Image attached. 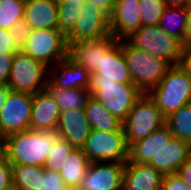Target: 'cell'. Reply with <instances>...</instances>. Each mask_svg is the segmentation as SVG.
I'll use <instances>...</instances> for the list:
<instances>
[{
	"mask_svg": "<svg viewBox=\"0 0 191 190\" xmlns=\"http://www.w3.org/2000/svg\"><path fill=\"white\" fill-rule=\"evenodd\" d=\"M58 137L56 130H27L11 134L5 138L6 158L11 165L43 167Z\"/></svg>",
	"mask_w": 191,
	"mask_h": 190,
	"instance_id": "cell-1",
	"label": "cell"
},
{
	"mask_svg": "<svg viewBox=\"0 0 191 190\" xmlns=\"http://www.w3.org/2000/svg\"><path fill=\"white\" fill-rule=\"evenodd\" d=\"M123 53L132 83L143 94L155 88L171 67L164 59L132 46L126 39H123Z\"/></svg>",
	"mask_w": 191,
	"mask_h": 190,
	"instance_id": "cell-2",
	"label": "cell"
},
{
	"mask_svg": "<svg viewBox=\"0 0 191 190\" xmlns=\"http://www.w3.org/2000/svg\"><path fill=\"white\" fill-rule=\"evenodd\" d=\"M148 95L166 118L191 102V77L177 66H171Z\"/></svg>",
	"mask_w": 191,
	"mask_h": 190,
	"instance_id": "cell-3",
	"label": "cell"
},
{
	"mask_svg": "<svg viewBox=\"0 0 191 190\" xmlns=\"http://www.w3.org/2000/svg\"><path fill=\"white\" fill-rule=\"evenodd\" d=\"M91 96L122 122L128 116L135 102L143 93L134 84H124L113 80H90Z\"/></svg>",
	"mask_w": 191,
	"mask_h": 190,
	"instance_id": "cell-4",
	"label": "cell"
},
{
	"mask_svg": "<svg viewBox=\"0 0 191 190\" xmlns=\"http://www.w3.org/2000/svg\"><path fill=\"white\" fill-rule=\"evenodd\" d=\"M69 46L59 29H34L20 50L48 68L68 57Z\"/></svg>",
	"mask_w": 191,
	"mask_h": 190,
	"instance_id": "cell-5",
	"label": "cell"
},
{
	"mask_svg": "<svg viewBox=\"0 0 191 190\" xmlns=\"http://www.w3.org/2000/svg\"><path fill=\"white\" fill-rule=\"evenodd\" d=\"M166 118L162 115L155 102L148 94H143L130 110L123 121V130L127 145L147 137L165 125Z\"/></svg>",
	"mask_w": 191,
	"mask_h": 190,
	"instance_id": "cell-6",
	"label": "cell"
},
{
	"mask_svg": "<svg viewBox=\"0 0 191 190\" xmlns=\"http://www.w3.org/2000/svg\"><path fill=\"white\" fill-rule=\"evenodd\" d=\"M49 68L21 51L15 53L11 66L8 87L11 91L33 95L46 89Z\"/></svg>",
	"mask_w": 191,
	"mask_h": 190,
	"instance_id": "cell-7",
	"label": "cell"
},
{
	"mask_svg": "<svg viewBox=\"0 0 191 190\" xmlns=\"http://www.w3.org/2000/svg\"><path fill=\"white\" fill-rule=\"evenodd\" d=\"M126 40L134 47L144 50L176 66L179 60L182 43L170 36L159 26H144L134 31Z\"/></svg>",
	"mask_w": 191,
	"mask_h": 190,
	"instance_id": "cell-8",
	"label": "cell"
},
{
	"mask_svg": "<svg viewBox=\"0 0 191 190\" xmlns=\"http://www.w3.org/2000/svg\"><path fill=\"white\" fill-rule=\"evenodd\" d=\"M82 151L90 162H126L129 146L124 131L104 132L92 129Z\"/></svg>",
	"mask_w": 191,
	"mask_h": 190,
	"instance_id": "cell-9",
	"label": "cell"
},
{
	"mask_svg": "<svg viewBox=\"0 0 191 190\" xmlns=\"http://www.w3.org/2000/svg\"><path fill=\"white\" fill-rule=\"evenodd\" d=\"M33 95L10 91L0 113V137L30 130Z\"/></svg>",
	"mask_w": 191,
	"mask_h": 190,
	"instance_id": "cell-10",
	"label": "cell"
},
{
	"mask_svg": "<svg viewBox=\"0 0 191 190\" xmlns=\"http://www.w3.org/2000/svg\"><path fill=\"white\" fill-rule=\"evenodd\" d=\"M80 18L73 31L66 37L68 46L83 40H97L111 35L109 17L86 2L79 10Z\"/></svg>",
	"mask_w": 191,
	"mask_h": 190,
	"instance_id": "cell-11",
	"label": "cell"
},
{
	"mask_svg": "<svg viewBox=\"0 0 191 190\" xmlns=\"http://www.w3.org/2000/svg\"><path fill=\"white\" fill-rule=\"evenodd\" d=\"M126 162H90L76 190H122Z\"/></svg>",
	"mask_w": 191,
	"mask_h": 190,
	"instance_id": "cell-12",
	"label": "cell"
},
{
	"mask_svg": "<svg viewBox=\"0 0 191 190\" xmlns=\"http://www.w3.org/2000/svg\"><path fill=\"white\" fill-rule=\"evenodd\" d=\"M114 35H108L97 40H83L69 45L68 57L78 66L93 73L102 57L118 42Z\"/></svg>",
	"mask_w": 191,
	"mask_h": 190,
	"instance_id": "cell-13",
	"label": "cell"
},
{
	"mask_svg": "<svg viewBox=\"0 0 191 190\" xmlns=\"http://www.w3.org/2000/svg\"><path fill=\"white\" fill-rule=\"evenodd\" d=\"M141 26L139 0H115L114 10L109 18L111 35L117 40H123Z\"/></svg>",
	"mask_w": 191,
	"mask_h": 190,
	"instance_id": "cell-14",
	"label": "cell"
},
{
	"mask_svg": "<svg viewBox=\"0 0 191 190\" xmlns=\"http://www.w3.org/2000/svg\"><path fill=\"white\" fill-rule=\"evenodd\" d=\"M90 74L87 69L78 66L69 57H66L55 67L49 68L48 85L46 88H89Z\"/></svg>",
	"mask_w": 191,
	"mask_h": 190,
	"instance_id": "cell-15",
	"label": "cell"
},
{
	"mask_svg": "<svg viewBox=\"0 0 191 190\" xmlns=\"http://www.w3.org/2000/svg\"><path fill=\"white\" fill-rule=\"evenodd\" d=\"M90 80H113L118 83L133 84L123 53V40H119L102 57L100 66L90 74Z\"/></svg>",
	"mask_w": 191,
	"mask_h": 190,
	"instance_id": "cell-16",
	"label": "cell"
},
{
	"mask_svg": "<svg viewBox=\"0 0 191 190\" xmlns=\"http://www.w3.org/2000/svg\"><path fill=\"white\" fill-rule=\"evenodd\" d=\"M91 130L84 109H70L60 112L56 132L59 138L66 140L75 148H82Z\"/></svg>",
	"mask_w": 191,
	"mask_h": 190,
	"instance_id": "cell-17",
	"label": "cell"
},
{
	"mask_svg": "<svg viewBox=\"0 0 191 190\" xmlns=\"http://www.w3.org/2000/svg\"><path fill=\"white\" fill-rule=\"evenodd\" d=\"M60 110L52 94L44 89L33 94L30 130H56Z\"/></svg>",
	"mask_w": 191,
	"mask_h": 190,
	"instance_id": "cell-18",
	"label": "cell"
},
{
	"mask_svg": "<svg viewBox=\"0 0 191 190\" xmlns=\"http://www.w3.org/2000/svg\"><path fill=\"white\" fill-rule=\"evenodd\" d=\"M190 155L191 145L184 140L172 137L169 143L164 145L155 158H152L147 164L163 175L175 174Z\"/></svg>",
	"mask_w": 191,
	"mask_h": 190,
	"instance_id": "cell-19",
	"label": "cell"
},
{
	"mask_svg": "<svg viewBox=\"0 0 191 190\" xmlns=\"http://www.w3.org/2000/svg\"><path fill=\"white\" fill-rule=\"evenodd\" d=\"M164 175L149 164L126 161L122 190H160Z\"/></svg>",
	"mask_w": 191,
	"mask_h": 190,
	"instance_id": "cell-20",
	"label": "cell"
},
{
	"mask_svg": "<svg viewBox=\"0 0 191 190\" xmlns=\"http://www.w3.org/2000/svg\"><path fill=\"white\" fill-rule=\"evenodd\" d=\"M24 20L34 29H58L56 0H25Z\"/></svg>",
	"mask_w": 191,
	"mask_h": 190,
	"instance_id": "cell-21",
	"label": "cell"
},
{
	"mask_svg": "<svg viewBox=\"0 0 191 190\" xmlns=\"http://www.w3.org/2000/svg\"><path fill=\"white\" fill-rule=\"evenodd\" d=\"M172 137L170 129L164 125L147 137L129 145L128 161L147 164L152 158H155L164 145L169 143Z\"/></svg>",
	"mask_w": 191,
	"mask_h": 190,
	"instance_id": "cell-22",
	"label": "cell"
},
{
	"mask_svg": "<svg viewBox=\"0 0 191 190\" xmlns=\"http://www.w3.org/2000/svg\"><path fill=\"white\" fill-rule=\"evenodd\" d=\"M84 111L86 119L89 121L92 129L104 132L124 131L123 122L112 115L103 104L94 97L91 96L88 99Z\"/></svg>",
	"mask_w": 191,
	"mask_h": 190,
	"instance_id": "cell-23",
	"label": "cell"
},
{
	"mask_svg": "<svg viewBox=\"0 0 191 190\" xmlns=\"http://www.w3.org/2000/svg\"><path fill=\"white\" fill-rule=\"evenodd\" d=\"M89 163L90 161L81 148H75L69 154L59 172L69 190H76L80 185L85 177Z\"/></svg>",
	"mask_w": 191,
	"mask_h": 190,
	"instance_id": "cell-24",
	"label": "cell"
},
{
	"mask_svg": "<svg viewBox=\"0 0 191 190\" xmlns=\"http://www.w3.org/2000/svg\"><path fill=\"white\" fill-rule=\"evenodd\" d=\"M57 102L60 112L70 109H84L91 97L89 88L60 89L46 88Z\"/></svg>",
	"mask_w": 191,
	"mask_h": 190,
	"instance_id": "cell-25",
	"label": "cell"
},
{
	"mask_svg": "<svg viewBox=\"0 0 191 190\" xmlns=\"http://www.w3.org/2000/svg\"><path fill=\"white\" fill-rule=\"evenodd\" d=\"M44 168L32 165H12L14 190H41Z\"/></svg>",
	"mask_w": 191,
	"mask_h": 190,
	"instance_id": "cell-26",
	"label": "cell"
},
{
	"mask_svg": "<svg viewBox=\"0 0 191 190\" xmlns=\"http://www.w3.org/2000/svg\"><path fill=\"white\" fill-rule=\"evenodd\" d=\"M187 14V7H167L163 12L158 26L170 36L183 43Z\"/></svg>",
	"mask_w": 191,
	"mask_h": 190,
	"instance_id": "cell-27",
	"label": "cell"
},
{
	"mask_svg": "<svg viewBox=\"0 0 191 190\" xmlns=\"http://www.w3.org/2000/svg\"><path fill=\"white\" fill-rule=\"evenodd\" d=\"M165 125L170 129L173 137L191 145V102L167 116Z\"/></svg>",
	"mask_w": 191,
	"mask_h": 190,
	"instance_id": "cell-28",
	"label": "cell"
},
{
	"mask_svg": "<svg viewBox=\"0 0 191 190\" xmlns=\"http://www.w3.org/2000/svg\"><path fill=\"white\" fill-rule=\"evenodd\" d=\"M74 149V146L70 145L66 140L58 137L46 157L43 168L45 170L60 172L67 157Z\"/></svg>",
	"mask_w": 191,
	"mask_h": 190,
	"instance_id": "cell-29",
	"label": "cell"
},
{
	"mask_svg": "<svg viewBox=\"0 0 191 190\" xmlns=\"http://www.w3.org/2000/svg\"><path fill=\"white\" fill-rule=\"evenodd\" d=\"M83 5L73 3H58V29L67 37L76 26L80 18Z\"/></svg>",
	"mask_w": 191,
	"mask_h": 190,
	"instance_id": "cell-30",
	"label": "cell"
},
{
	"mask_svg": "<svg viewBox=\"0 0 191 190\" xmlns=\"http://www.w3.org/2000/svg\"><path fill=\"white\" fill-rule=\"evenodd\" d=\"M25 1H5L0 3V29H11L17 22L24 19Z\"/></svg>",
	"mask_w": 191,
	"mask_h": 190,
	"instance_id": "cell-31",
	"label": "cell"
},
{
	"mask_svg": "<svg viewBox=\"0 0 191 190\" xmlns=\"http://www.w3.org/2000/svg\"><path fill=\"white\" fill-rule=\"evenodd\" d=\"M141 22L144 26H158L167 8L165 0H139Z\"/></svg>",
	"mask_w": 191,
	"mask_h": 190,
	"instance_id": "cell-32",
	"label": "cell"
},
{
	"mask_svg": "<svg viewBox=\"0 0 191 190\" xmlns=\"http://www.w3.org/2000/svg\"><path fill=\"white\" fill-rule=\"evenodd\" d=\"M31 30V27L24 19L17 21L11 29H9L13 42L19 50H21L25 45L26 40L30 36Z\"/></svg>",
	"mask_w": 191,
	"mask_h": 190,
	"instance_id": "cell-33",
	"label": "cell"
},
{
	"mask_svg": "<svg viewBox=\"0 0 191 190\" xmlns=\"http://www.w3.org/2000/svg\"><path fill=\"white\" fill-rule=\"evenodd\" d=\"M41 190H69L59 172L45 170L41 179Z\"/></svg>",
	"mask_w": 191,
	"mask_h": 190,
	"instance_id": "cell-34",
	"label": "cell"
},
{
	"mask_svg": "<svg viewBox=\"0 0 191 190\" xmlns=\"http://www.w3.org/2000/svg\"><path fill=\"white\" fill-rule=\"evenodd\" d=\"M0 190H14L12 165L6 157L0 161Z\"/></svg>",
	"mask_w": 191,
	"mask_h": 190,
	"instance_id": "cell-35",
	"label": "cell"
},
{
	"mask_svg": "<svg viewBox=\"0 0 191 190\" xmlns=\"http://www.w3.org/2000/svg\"><path fill=\"white\" fill-rule=\"evenodd\" d=\"M160 190H191L178 174L164 175Z\"/></svg>",
	"mask_w": 191,
	"mask_h": 190,
	"instance_id": "cell-36",
	"label": "cell"
},
{
	"mask_svg": "<svg viewBox=\"0 0 191 190\" xmlns=\"http://www.w3.org/2000/svg\"><path fill=\"white\" fill-rule=\"evenodd\" d=\"M15 53H0V85H8Z\"/></svg>",
	"mask_w": 191,
	"mask_h": 190,
	"instance_id": "cell-37",
	"label": "cell"
},
{
	"mask_svg": "<svg viewBox=\"0 0 191 190\" xmlns=\"http://www.w3.org/2000/svg\"><path fill=\"white\" fill-rule=\"evenodd\" d=\"M20 50L15 46L8 29H0V53H17Z\"/></svg>",
	"mask_w": 191,
	"mask_h": 190,
	"instance_id": "cell-38",
	"label": "cell"
},
{
	"mask_svg": "<svg viewBox=\"0 0 191 190\" xmlns=\"http://www.w3.org/2000/svg\"><path fill=\"white\" fill-rule=\"evenodd\" d=\"M191 77V46L183 47L176 65Z\"/></svg>",
	"mask_w": 191,
	"mask_h": 190,
	"instance_id": "cell-39",
	"label": "cell"
},
{
	"mask_svg": "<svg viewBox=\"0 0 191 190\" xmlns=\"http://www.w3.org/2000/svg\"><path fill=\"white\" fill-rule=\"evenodd\" d=\"M88 3L93 4L95 7L103 11L109 18L111 17L115 0H88Z\"/></svg>",
	"mask_w": 191,
	"mask_h": 190,
	"instance_id": "cell-40",
	"label": "cell"
},
{
	"mask_svg": "<svg viewBox=\"0 0 191 190\" xmlns=\"http://www.w3.org/2000/svg\"><path fill=\"white\" fill-rule=\"evenodd\" d=\"M184 183L191 186V155L188 159L179 167L177 173Z\"/></svg>",
	"mask_w": 191,
	"mask_h": 190,
	"instance_id": "cell-41",
	"label": "cell"
},
{
	"mask_svg": "<svg viewBox=\"0 0 191 190\" xmlns=\"http://www.w3.org/2000/svg\"><path fill=\"white\" fill-rule=\"evenodd\" d=\"M182 46H191V8H188L187 23L184 30V40Z\"/></svg>",
	"mask_w": 191,
	"mask_h": 190,
	"instance_id": "cell-42",
	"label": "cell"
},
{
	"mask_svg": "<svg viewBox=\"0 0 191 190\" xmlns=\"http://www.w3.org/2000/svg\"><path fill=\"white\" fill-rule=\"evenodd\" d=\"M10 91L11 89L8 87V85H0V113L3 109V106Z\"/></svg>",
	"mask_w": 191,
	"mask_h": 190,
	"instance_id": "cell-43",
	"label": "cell"
},
{
	"mask_svg": "<svg viewBox=\"0 0 191 190\" xmlns=\"http://www.w3.org/2000/svg\"><path fill=\"white\" fill-rule=\"evenodd\" d=\"M167 7H187V0H165Z\"/></svg>",
	"mask_w": 191,
	"mask_h": 190,
	"instance_id": "cell-44",
	"label": "cell"
},
{
	"mask_svg": "<svg viewBox=\"0 0 191 190\" xmlns=\"http://www.w3.org/2000/svg\"><path fill=\"white\" fill-rule=\"evenodd\" d=\"M6 157L5 138L0 137V161Z\"/></svg>",
	"mask_w": 191,
	"mask_h": 190,
	"instance_id": "cell-45",
	"label": "cell"
},
{
	"mask_svg": "<svg viewBox=\"0 0 191 190\" xmlns=\"http://www.w3.org/2000/svg\"><path fill=\"white\" fill-rule=\"evenodd\" d=\"M88 0H56L57 3H73L78 5H84Z\"/></svg>",
	"mask_w": 191,
	"mask_h": 190,
	"instance_id": "cell-46",
	"label": "cell"
},
{
	"mask_svg": "<svg viewBox=\"0 0 191 190\" xmlns=\"http://www.w3.org/2000/svg\"><path fill=\"white\" fill-rule=\"evenodd\" d=\"M187 8H191V0H187Z\"/></svg>",
	"mask_w": 191,
	"mask_h": 190,
	"instance_id": "cell-47",
	"label": "cell"
},
{
	"mask_svg": "<svg viewBox=\"0 0 191 190\" xmlns=\"http://www.w3.org/2000/svg\"><path fill=\"white\" fill-rule=\"evenodd\" d=\"M5 1H12V0H0V3ZM16 1H25V0H16Z\"/></svg>",
	"mask_w": 191,
	"mask_h": 190,
	"instance_id": "cell-48",
	"label": "cell"
}]
</instances>
